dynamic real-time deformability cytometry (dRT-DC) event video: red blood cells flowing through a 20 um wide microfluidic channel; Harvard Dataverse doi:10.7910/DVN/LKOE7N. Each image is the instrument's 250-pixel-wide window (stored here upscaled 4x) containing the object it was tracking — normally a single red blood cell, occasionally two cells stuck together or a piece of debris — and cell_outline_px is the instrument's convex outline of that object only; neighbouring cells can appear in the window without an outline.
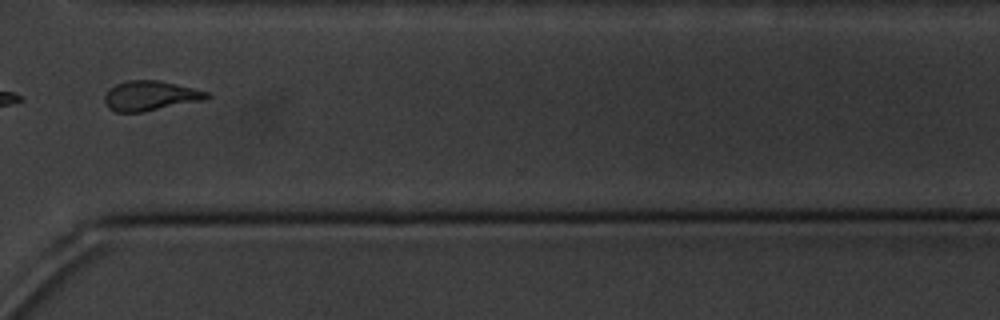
{"species": "common noctule bat (a hibernating species)", "species_latin": "Nyctalus noctula", "temperature_condition": "cold", "stored_images_in_passage": 16, "camera_frame_rate_fps": 3000, "um_per_image_px": 0.085, "animal": {"sex": "male", "body_mass_g": 20.1, "forearm_length_mm": 53.5}, "frame": {"image": 1, "passage_image": 12, "time_ms": 13.667, "image_size_px": [1000, 320], "cell_outline_px": [[212, 96], [204, 100], [140, 112], [116, 112], [108, 108], [104, 100], [104, 96], [116, 84], [128, 80], [160, 80], [208, 92]], "centroid_in_image_um": [12.78, 8.14], "position_along_channel_um": 357.8, "area_um2": 17.51}, "authors_computed_cell_mechanics": {"area_um2": 20.4901, "velocity_mm_per_s": 3.3515, "shape_relaxation_time_tau1_ms": 4.2669, "shape_relaxation_time_tau2_ms": null, "deformation_change_tau1": 0.1078, "deformation_change_tau2": null}}